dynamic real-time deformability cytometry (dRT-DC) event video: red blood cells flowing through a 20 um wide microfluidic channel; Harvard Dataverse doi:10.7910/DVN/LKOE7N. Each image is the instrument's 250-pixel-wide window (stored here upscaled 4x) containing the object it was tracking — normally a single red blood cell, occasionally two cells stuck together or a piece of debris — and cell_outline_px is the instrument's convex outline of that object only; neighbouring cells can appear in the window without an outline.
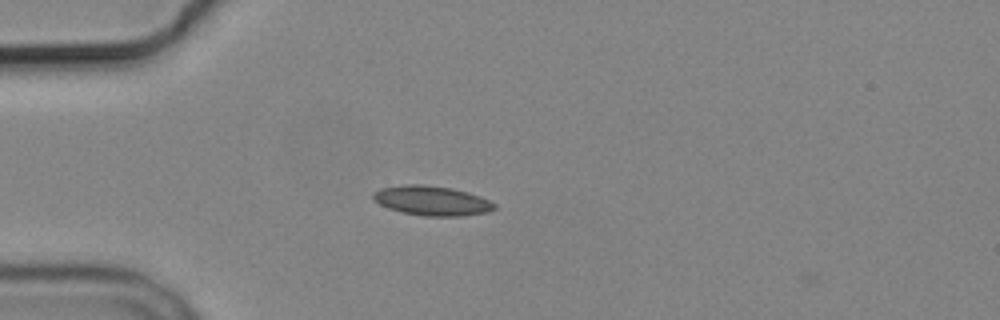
{"species": "common noctule bat (a hibernating species)", "species_latin": "Nyctalus noctula", "temperature_condition": "cold", "stored_images_in_passage": 3, "camera_frame_rate_fps": 3000, "um_per_image_px": 0.085, "animal": {"sex": "male", "body_mass_g": 19.2, "forearm_length_mm": 51.8}, "frame": {"image": 1, "passage_image": 1, "time_ms": 0.0, "image_size_px": [1000, 320], "cell_outline_px": [[496, 208], [488, 212], [460, 216], [424, 216], [400, 212], [388, 208], [372, 200], [372, 192], [380, 188], [404, 184], [424, 184], [452, 188], [468, 192], [480, 196], [496, 204]], "centroid_in_image_um": [36.67, 17.05], "position_along_channel_um": 48.3, "area_um2": 21.15}}
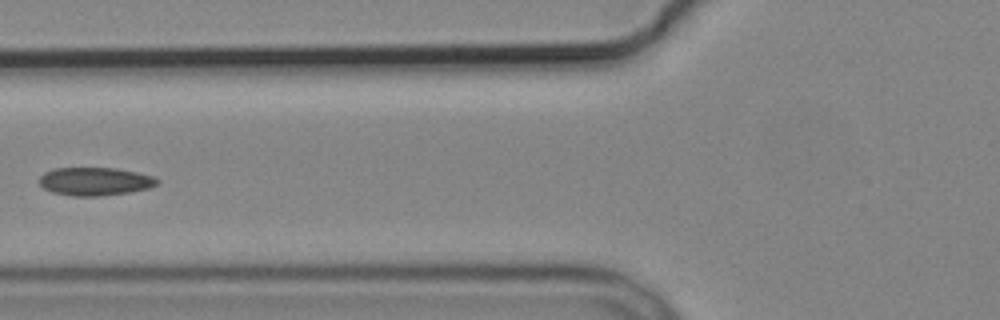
{"frame": {"image": 2, "passage_image": 3, "time_ms": 2.333, "image_size_px": [1000, 320], "cell_outline_px": [[160, 180], [156, 184], [148, 188], [128, 192], [100, 196], [72, 196], [52, 192], [44, 188], [40, 184], [40, 176], [44, 172], [52, 168], [116, 168], [136, 172], [152, 176]], "centroid_in_image_um": [8.04, 15.41], "position_along_channel_um": 117.8, "area_um2": 19.25}}